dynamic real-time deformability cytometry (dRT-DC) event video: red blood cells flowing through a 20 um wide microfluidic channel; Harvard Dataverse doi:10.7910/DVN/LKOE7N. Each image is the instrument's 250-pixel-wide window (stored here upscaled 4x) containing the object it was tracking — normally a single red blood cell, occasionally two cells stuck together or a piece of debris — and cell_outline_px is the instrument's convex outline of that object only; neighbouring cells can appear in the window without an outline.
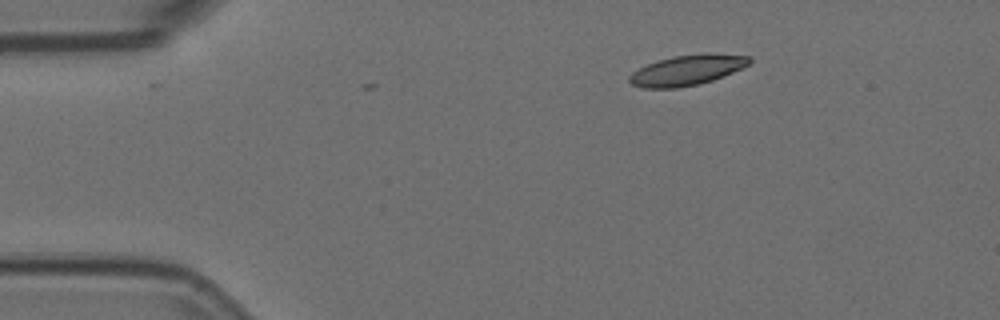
{"species": "Egyptian fruit bat (a non-hibernating species)", "species_latin": "Rousettus aegyptiacus", "temperature_condition": "room temperature", "stored_images_in_passage": 3, "camera_frame_rate_fps": 3000, "um_per_image_px": 0.085, "animal": {"sex": "female"}, "frame": {"image": 1, "passage_image": 1, "time_ms": 0.0, "image_size_px": [1000, 320], "cell_outline_px": [[752, 60], [748, 64], [724, 76], [700, 84], [680, 88], [644, 88], [632, 84], [628, 80], [628, 76], [632, 72], [648, 64], [672, 56], [704, 52], [708, 52], [752, 56]], "centroid_in_image_um": [58.42, 5.95], "position_along_channel_um": 26.6, "area_um2": 21.39}}